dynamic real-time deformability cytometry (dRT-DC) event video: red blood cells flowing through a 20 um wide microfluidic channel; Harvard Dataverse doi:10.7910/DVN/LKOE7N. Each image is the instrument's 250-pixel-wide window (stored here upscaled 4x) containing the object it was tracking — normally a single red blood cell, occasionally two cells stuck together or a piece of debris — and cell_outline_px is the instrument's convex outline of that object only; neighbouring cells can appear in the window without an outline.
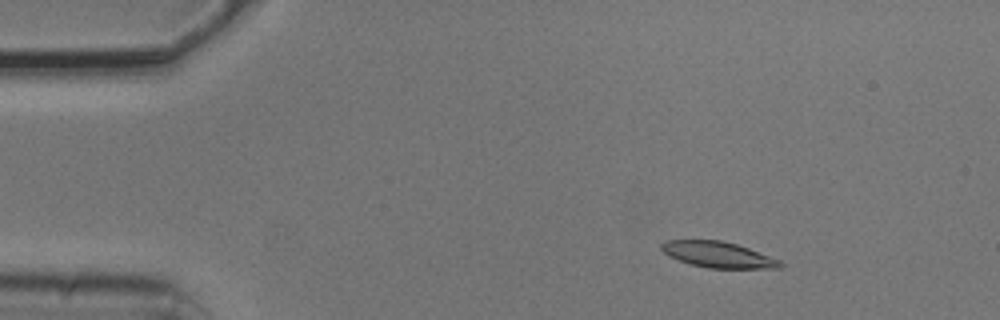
{"species": "common noctule bat (a hibernating species)", "species_latin": "Nyctalus noctula", "temperature_condition": "cold", "stored_images_in_passage": 4, "camera_frame_rate_fps": 3000, "um_per_image_px": 0.085, "animal": {"sex": "male", "body_mass_g": 20.5, "forearm_length_mm": 52.5}, "frame": {"image": 1, "passage_image": 3, "time_ms": 0.667, "image_size_px": [1000, 320], "cell_outline_px": [[784, 264], [780, 268], [708, 268], [692, 264], [668, 256], [660, 248], [660, 244], [664, 240], [720, 240], [736, 244], [748, 248], [780, 260]], "centroid_in_image_um": [61.02, 21.64], "position_along_channel_um": 24.0, "area_um2": 17.8}}